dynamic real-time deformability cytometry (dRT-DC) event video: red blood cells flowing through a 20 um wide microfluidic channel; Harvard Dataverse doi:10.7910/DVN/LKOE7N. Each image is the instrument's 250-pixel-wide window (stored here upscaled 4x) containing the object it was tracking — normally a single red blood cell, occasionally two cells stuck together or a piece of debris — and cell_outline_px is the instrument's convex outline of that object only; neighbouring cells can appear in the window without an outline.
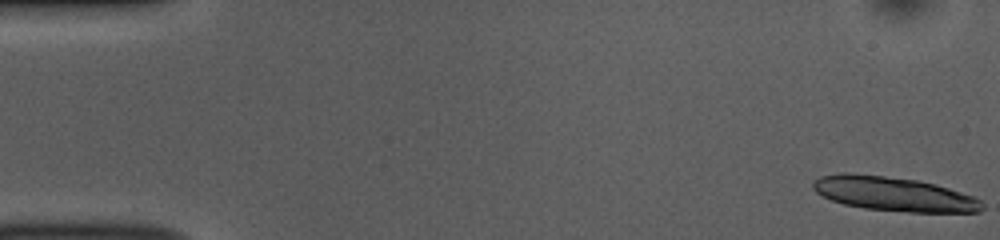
{"species": "common noctule bat (a hibernating species)", "species_latin": "Nyctalus noctula", "temperature_condition": "room temperature", "stored_images_in_passage": 15, "camera_frame_rate_fps": 3000, "um_per_image_px": 0.085, "animal": {"sex": "female", "body_mass_g": 10.0, "forearm_length_mm": 53.1}, "frame": {"image": 1, "passage_image": 1, "time_ms": 0.0, "image_size_px": [1000, 240], "cell_outline_px": [[984, 208], [980, 212], [908, 212], [864, 208], [844, 204], [832, 200], [816, 192], [812, 188], [812, 184], [820, 176], [840, 172], [844, 172], [884, 176], [916, 180], [936, 184], [972, 196], [980, 200], [984, 204]], "centroid_in_image_um": [75.97, 16.48], "position_along_channel_um": 9.0, "area_um2": 33.58}}